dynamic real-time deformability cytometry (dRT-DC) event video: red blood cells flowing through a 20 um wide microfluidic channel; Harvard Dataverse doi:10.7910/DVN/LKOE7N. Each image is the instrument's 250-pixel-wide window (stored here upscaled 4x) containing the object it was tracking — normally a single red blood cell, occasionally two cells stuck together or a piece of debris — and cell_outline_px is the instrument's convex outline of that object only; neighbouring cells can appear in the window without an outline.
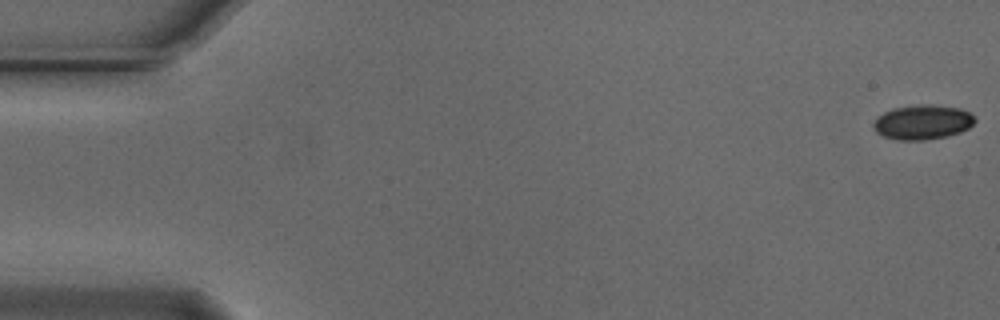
{"species": "Egyptian fruit bat (a non-hibernating species)", "species_latin": "Rousettus aegyptiacus", "temperature_condition": "cold", "stored_images_in_passage": 56, "camera_frame_rate_fps": 3000, "um_per_image_px": 0.085, "animal": {"sex": "male"}, "frame": {"image": 1, "passage_image": 1, "time_ms": 0.0, "image_size_px": [1000, 320], "cell_outline_px": [[976, 120], [968, 128], [960, 132], [948, 136], [924, 140], [900, 140], [884, 136], [876, 132], [872, 124], [884, 112], [892, 108], [920, 104], [928, 104], [960, 108], [968, 112]], "centroid_in_image_um": [78.42, 10.38], "position_along_channel_um": 6.6, "area_um2": 20.29}}
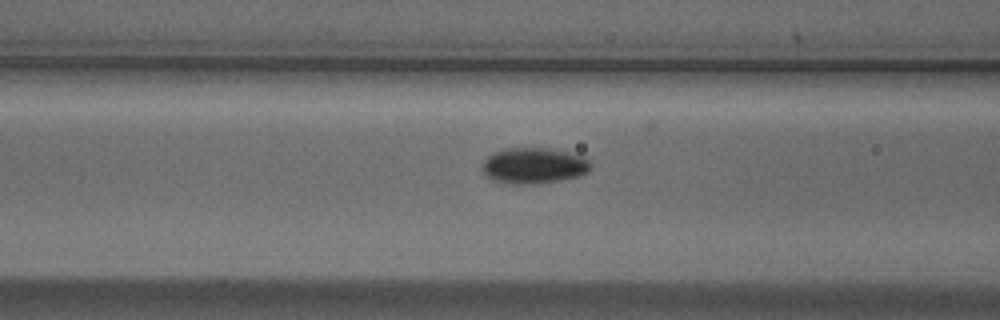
{"frame": {"image": 2, "passage_image": 22, "time_ms": 7.0, "image_size_px": [1000, 320], "cell_outline_px": [[592, 168], [588, 172], [580, 176], [560, 180], [520, 184], [516, 184], [492, 180], [484, 172], [484, 160], [492, 152], [504, 148], [548, 148], [584, 156], [592, 164]], "centroid_in_image_um": [45.41, 14.06], "position_along_channel_um": 121.2, "area_um2": 22.48}}
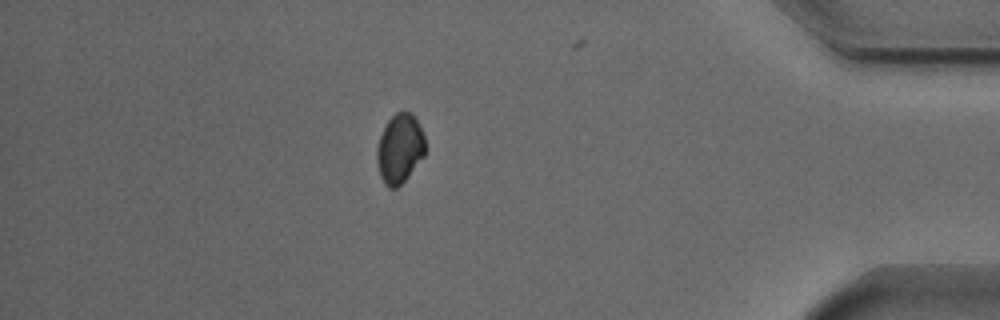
{"frame": {"image": 3, "passage_image": 48, "time_ms": 15.667, "image_size_px": [1000, 320], "cell_outline_px": [[424, 156], [408, 176], [396, 188], [388, 188], [384, 184], [380, 176], [376, 160], [376, 148], [380, 136], [388, 120], [396, 112], [412, 112], [420, 124], [424, 136]], "centroid_in_image_um": [33.96, 12.63], "position_along_channel_um": 401.2, "area_um2": 19.54}, "authors_computed_cell_mechanics": {"area_um2": 20.6924, "velocity_mm_per_s": 3.7295, "shape_relaxation_time_tau1_ms": 2.91, "shape_relaxation_time_tau2_ms": null, "deformation_change_tau1": 0.053, "deformation_change_tau2": null}}